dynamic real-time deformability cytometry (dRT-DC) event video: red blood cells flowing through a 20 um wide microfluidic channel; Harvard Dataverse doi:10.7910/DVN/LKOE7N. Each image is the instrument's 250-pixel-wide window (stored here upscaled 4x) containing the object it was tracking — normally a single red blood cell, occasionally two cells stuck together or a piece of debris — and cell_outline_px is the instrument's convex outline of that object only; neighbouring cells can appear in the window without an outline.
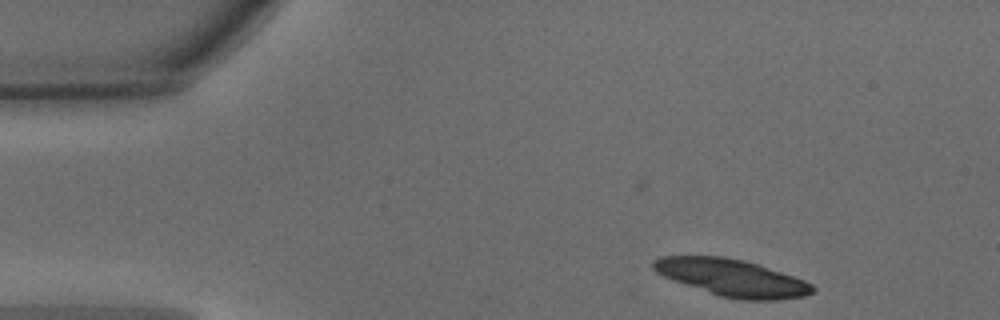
{"species": "common noctule bat (a hibernating species)", "species_latin": "Nyctalus noctula", "temperature_condition": "warm", "stored_images_in_passage": 15, "camera_frame_rate_fps": 3000, "um_per_image_px": 0.085, "animal": {"sex": "male", "body_mass_g": 15.6}, "frame": {"image": 1, "passage_image": 1, "time_ms": 0.0, "image_size_px": [1000, 320], "cell_outline_px": [[816, 288], [812, 292], [804, 296], [776, 300], [740, 300], [720, 296], [664, 276], [656, 272], [652, 268], [652, 260], [660, 256], [724, 256], [744, 260], [804, 280], [812, 284]], "centroid_in_image_um": [62.21, 23.6], "position_along_channel_um": 22.8, "area_um2": 33.93}}